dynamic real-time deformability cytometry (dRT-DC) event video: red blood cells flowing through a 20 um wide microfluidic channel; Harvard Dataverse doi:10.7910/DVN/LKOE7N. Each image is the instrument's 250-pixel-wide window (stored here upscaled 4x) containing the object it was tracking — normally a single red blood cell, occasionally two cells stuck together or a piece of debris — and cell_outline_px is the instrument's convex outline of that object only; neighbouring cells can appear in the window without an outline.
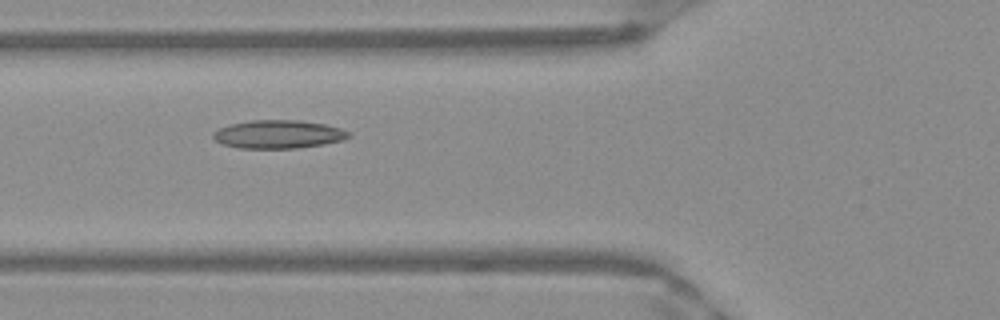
{"species": "Egyptian fruit bat (a non-hibernating species)", "species_latin": "Rousettus aegyptiacus", "temperature_condition": "warm", "stored_images_in_passage": 51, "camera_frame_rate_fps": 3000, "um_per_image_px": 0.085, "frame": {"image": 1, "passage_image": 19, "time_ms": 6.0, "image_size_px": [1000, 320], "cell_outline_px": [[352, 136], [344, 140], [324, 144], [296, 148], [236, 148], [220, 144], [212, 136], [212, 132], [220, 128], [232, 124], [252, 120], [300, 120], [324, 124], [340, 128], [348, 132]], "centroid_in_image_um": [23.65, 11.42], "position_along_channel_um": 102.1, "area_um2": 22.37}}
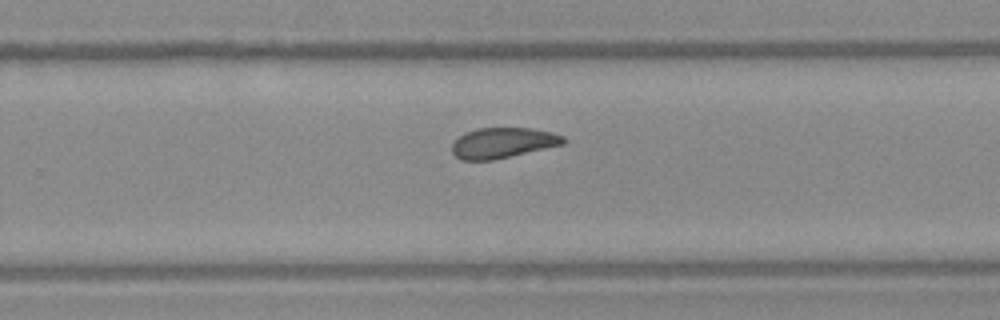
{"frame": {"image": 2, "passage_image": 33, "time_ms": 10.667, "image_size_px": [1000, 320], "cell_outline_px": [[568, 140], [564, 144], [492, 160], [460, 160], [452, 152], [452, 144], [464, 132], [476, 128], [532, 128], [552, 132], [564, 136]], "centroid_in_image_um": [42.75, 12.13], "position_along_channel_um": 287.1, "area_um2": 19.77}}
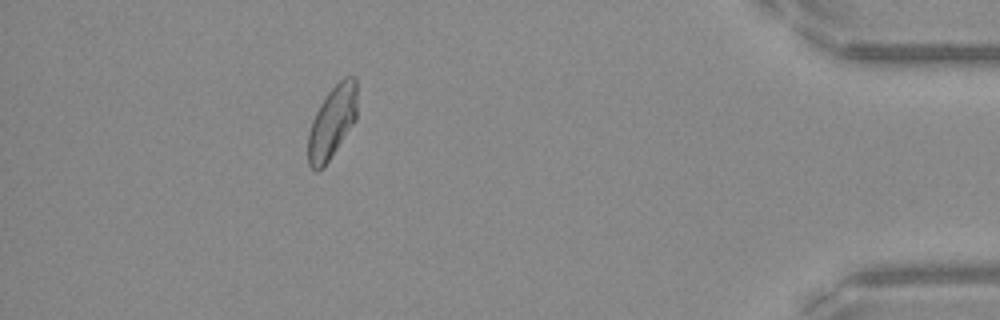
{"frame": {"image": 3, "passage_image": 46, "time_ms": 15.0, "image_size_px": [1000, 320], "cell_outline_px": [[356, 120], [324, 168], [316, 172], [308, 164], [308, 132], [312, 120], [320, 104], [328, 92], [344, 76], [356, 76]], "centroid_in_image_um": [28.22, 10.41], "position_along_channel_um": 407.0, "area_um2": 20.75}, "authors_computed_cell_mechanics": {"area_um2": 21.1548, "velocity_mm_per_s": 3.9545, "shape_relaxation_time_tau1_ms": null, "shape_relaxation_time_tau2_ms": 4.0736, "deformation_change_tau1": null, "deformation_change_tau2": 0.1051}}